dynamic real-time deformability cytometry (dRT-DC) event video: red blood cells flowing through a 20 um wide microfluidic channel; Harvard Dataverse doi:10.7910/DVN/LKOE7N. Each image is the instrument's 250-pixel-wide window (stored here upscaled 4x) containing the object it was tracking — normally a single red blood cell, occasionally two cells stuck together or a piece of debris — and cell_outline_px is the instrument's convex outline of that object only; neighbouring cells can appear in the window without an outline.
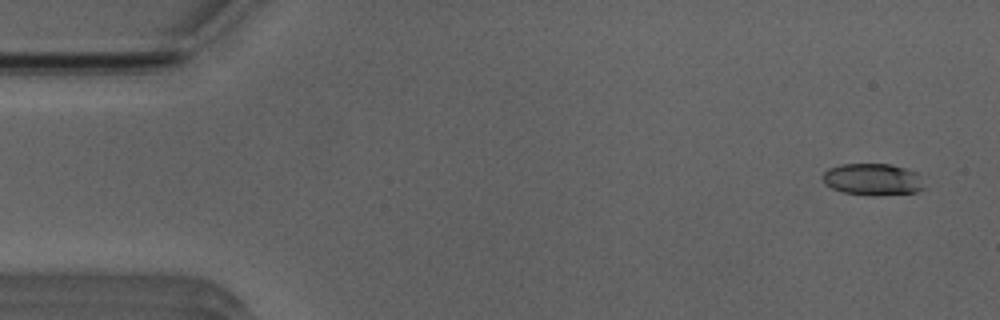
{"species": "Egyptian fruit bat (a non-hibernating species)", "species_latin": "Rousettus aegyptiacus", "temperature_condition": "room temperature", "stored_images_in_passage": 46, "camera_frame_rate_fps": 3000, "um_per_image_px": 0.085, "animal": {"sex": "male"}, "frame": {"image": 1, "passage_image": 1, "time_ms": 0.0, "image_size_px": [1000, 320], "cell_outline_px": [[924, 188], [916, 192], [880, 196], [868, 196], [844, 192], [832, 188], [824, 184], [824, 172], [828, 168], [840, 164], [892, 164], [916, 172], [920, 176]], "centroid_in_image_um": [74.18, 15.26], "position_along_channel_um": 10.8, "area_um2": 18.96}}
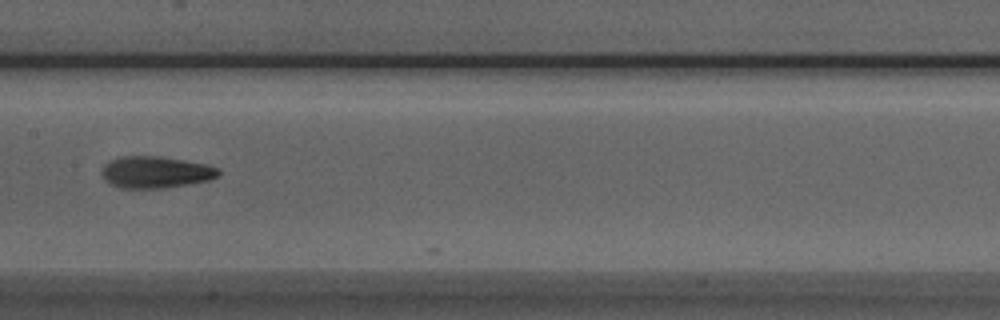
{"frame": {"image": 2, "passage_image": 24, "time_ms": 7.667, "image_size_px": [1000, 320], "cell_outline_px": [[220, 176], [208, 180], [188, 184], [164, 188], [120, 188], [108, 184], [104, 180], [100, 172], [104, 164], [120, 156], [160, 156], [208, 164], [220, 168]], "centroid_in_image_um": [13.22, 14.63], "position_along_channel_um": 194.2, "area_um2": 21.91}}
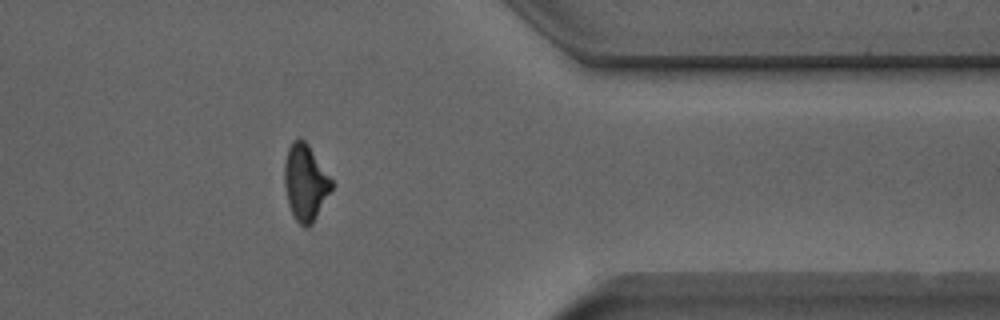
{"frame": {"image": 3, "passage_image": 40, "time_ms": 13.0, "image_size_px": [1000, 320], "cell_outline_px": [[336, 184], [312, 224], [308, 228], [304, 228], [296, 220], [288, 204], [284, 184], [284, 164], [288, 148], [300, 136], [308, 144]], "centroid_in_image_um": [25.99, 15.53], "position_along_channel_um": 385.4, "area_um2": 21.21}, "authors_computed_cell_mechanics": {"area_um2": 20.7502, "velocity_mm_per_s": 3.9391, "shape_relaxation_time_tau1_ms": 7.716, "shape_relaxation_time_tau2_ms": 2.4995, "deformation_change_tau1": 0.2085, "deformation_change_tau2": 0.1074}}